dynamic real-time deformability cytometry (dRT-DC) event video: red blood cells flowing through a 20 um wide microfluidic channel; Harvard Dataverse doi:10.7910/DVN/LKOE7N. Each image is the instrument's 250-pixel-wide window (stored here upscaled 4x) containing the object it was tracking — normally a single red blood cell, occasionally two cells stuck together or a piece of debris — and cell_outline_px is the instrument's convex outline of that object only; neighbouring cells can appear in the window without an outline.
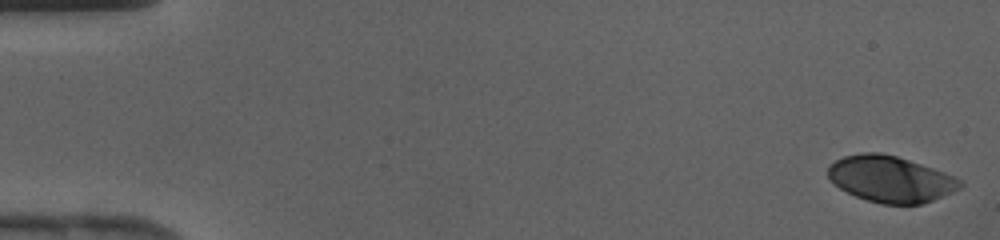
{"species": "human", "species_latin": "Homo sapiens", "temperature_condition": "cold", "stored_images_in_passage": 43, "camera_frame_rate_fps": 3000, "um_per_image_px": 0.085, "donor": {"sex": "female"}, "frame": {"image": 1, "passage_image": 1, "time_ms": 0.0, "image_size_px": [1000, 240], "cell_outline_px": [[964, 184], [960, 188], [952, 192], [932, 200], [920, 204], [884, 204], [868, 200], [856, 196], [840, 188], [828, 176], [828, 168], [836, 160], [844, 156], [864, 152], [880, 152], [896, 156], [944, 172], [964, 180]], "centroid_in_image_um": [75.73, 15.22], "position_along_channel_um": 9.3, "area_um2": 35.2}}
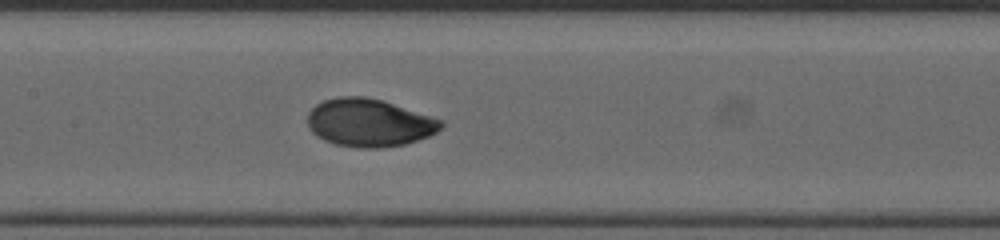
{"frame": {"image": 2, "passage_image": 21, "time_ms": 6.667, "image_size_px": [1000, 240], "cell_outline_px": [[444, 124], [436, 132], [428, 136], [404, 144], [380, 148], [356, 148], [336, 144], [324, 140], [316, 136], [308, 128], [308, 112], [316, 104], [324, 100], [340, 96], [364, 96], [380, 100], [444, 120]], "centroid_in_image_um": [31.35, 10.44], "position_along_channel_um": 176.0, "area_um2": 37.11}}
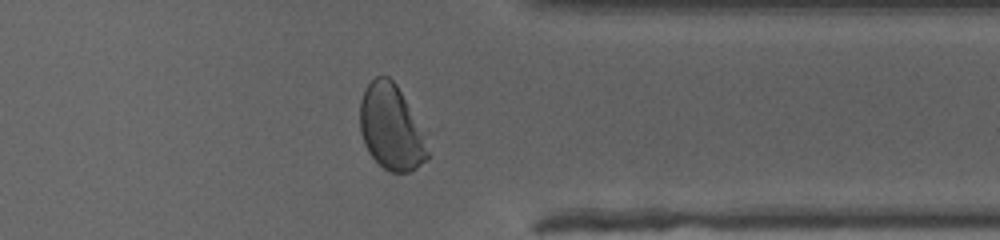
{"frame": {"image": 3, "passage_image": 34, "time_ms": 11.0, "image_size_px": [1000, 240], "cell_outline_px": [[432, 156], [428, 160], [416, 168], [408, 172], [388, 172], [368, 152], [364, 144], [360, 132], [360, 100], [364, 88], [376, 76], [388, 76], [396, 84]], "centroid_in_image_um": [33.2, 10.87], "position_along_channel_um": 378.2, "area_um2": 32.89}}